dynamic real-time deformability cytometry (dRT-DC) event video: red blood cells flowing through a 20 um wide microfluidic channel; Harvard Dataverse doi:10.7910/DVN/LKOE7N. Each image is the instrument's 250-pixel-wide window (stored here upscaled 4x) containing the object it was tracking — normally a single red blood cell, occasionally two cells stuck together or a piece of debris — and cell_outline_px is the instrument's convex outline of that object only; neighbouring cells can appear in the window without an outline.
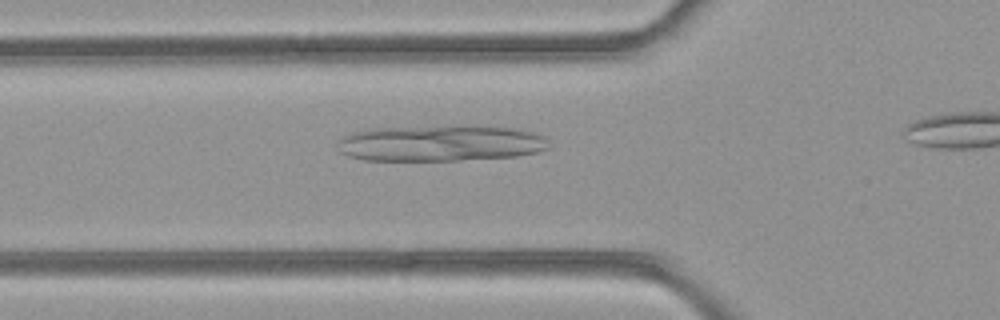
{"species": "common noctule bat (a hibernating species)", "species_latin": "Nyctalus noctula", "temperature_condition": "room temperature", "stored_images_in_passage": 32, "camera_frame_rate_fps": 3000, "um_per_image_px": 0.085, "animal": {"sex": "female", "body_mass_g": 21.9}, "frame": {"image": 1, "passage_image": 9, "time_ms": 2.667, "image_size_px": [1000, 320], "cell_outline_px": [[548, 148], [536, 152], [516, 156], [460, 160], [364, 160], [348, 156], [340, 152], [336, 144], [344, 136], [352, 132], [364, 128], [476, 124], [512, 128], [532, 132], [544, 136], [548, 140]], "centroid_in_image_um": [37.42, 12.14], "position_along_channel_um": 88.4, "area_um2": 45.37}}
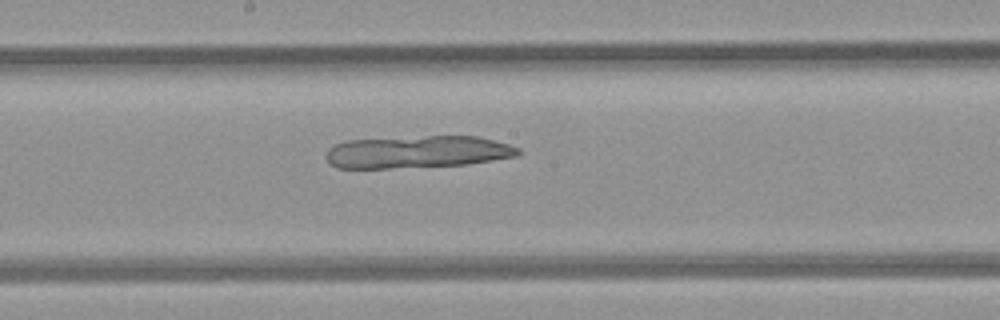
{"frame": {"image": 2, "passage_image": 18, "time_ms": 5.667, "image_size_px": [1000, 320], "cell_outline_px": [[520, 156], [468, 164], [388, 168], [336, 168], [324, 156], [328, 148], [344, 140], [428, 136], [480, 136], [508, 144], [520, 148]], "centroid_in_image_um": [35.5, 12.91], "position_along_channel_um": 212.7, "area_um2": 36.36}}
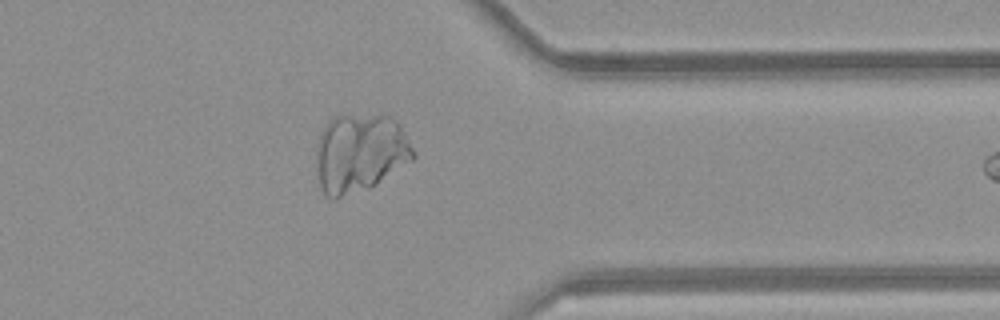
{"frame": {"image": 3, "passage_image": 31, "time_ms": 10.0, "image_size_px": [1000, 320], "cell_outline_px": [[416, 156], [412, 160], [368, 188], [336, 200], [332, 200], [320, 188], [316, 176], [316, 144], [328, 120], [336, 116], [392, 116], [400, 124], [416, 152]], "centroid_in_image_um": [30.57, 13.03], "position_along_channel_um": 380.8, "area_um2": 44.51}}